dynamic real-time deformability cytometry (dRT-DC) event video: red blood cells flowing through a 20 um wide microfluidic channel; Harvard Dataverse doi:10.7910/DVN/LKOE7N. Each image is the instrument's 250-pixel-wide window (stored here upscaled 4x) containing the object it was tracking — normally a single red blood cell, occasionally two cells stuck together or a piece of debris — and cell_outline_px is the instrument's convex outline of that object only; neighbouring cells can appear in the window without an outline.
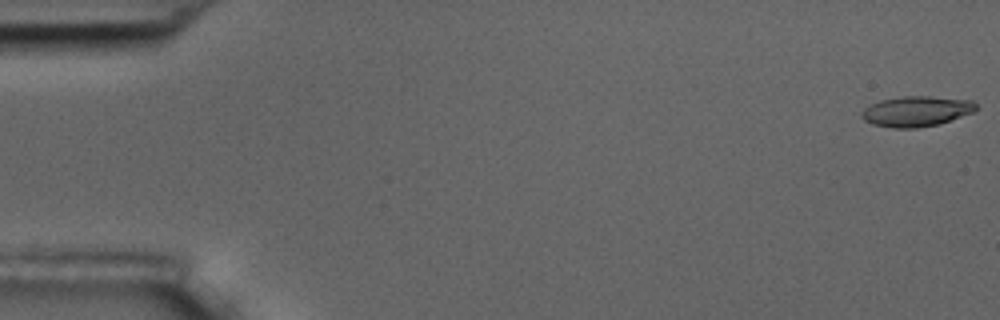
{"species": "common noctule bat (a hibernating species)", "species_latin": "Nyctalus noctula", "temperature_condition": "room temperature", "stored_images_in_passage": 4, "camera_frame_rate_fps": 3000, "um_per_image_px": 0.085, "animal": {"sex": "male", "body_mass_g": 17.5, "forearm_length_mm": 52.3}, "frame": {"image": 1, "passage_image": 1, "time_ms": 0.0, "image_size_px": [1000, 320], "cell_outline_px": [[976, 108], [972, 112], [940, 124], [916, 128], [892, 128], [872, 124], [864, 120], [860, 116], [860, 112], [864, 108], [880, 100], [900, 96], [928, 96], [972, 100], [976, 104]], "centroid_in_image_um": [77.85, 9.46], "position_along_channel_um": 7.2, "area_um2": 20.29}}